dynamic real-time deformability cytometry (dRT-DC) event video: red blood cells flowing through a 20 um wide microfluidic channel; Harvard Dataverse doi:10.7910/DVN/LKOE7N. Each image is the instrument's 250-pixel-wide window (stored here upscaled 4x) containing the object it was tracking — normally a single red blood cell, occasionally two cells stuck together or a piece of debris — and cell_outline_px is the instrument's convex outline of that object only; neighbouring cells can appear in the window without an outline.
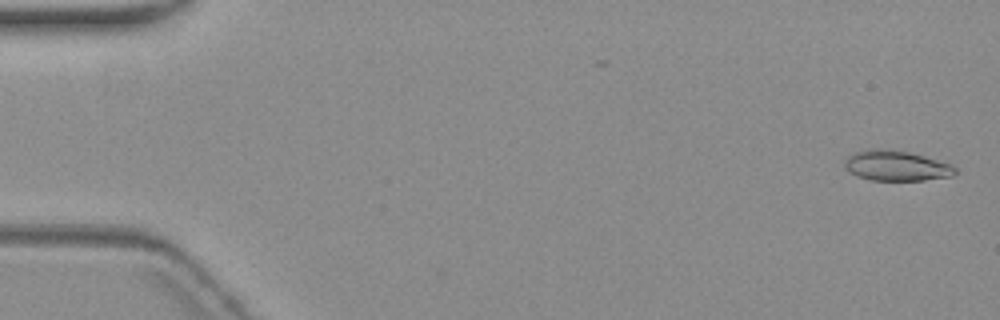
{"species": "common noctule bat (a hibernating species)", "species_latin": "Nyctalus noctula", "temperature_condition": "warm", "stored_images_in_passage": 8, "camera_frame_rate_fps": 3000, "um_per_image_px": 0.085, "animal": {"sex": "female", "body_mass_g": 19.3, "forearm_length_mm": 54.1}, "frame": {"image": 1, "passage_image": 1, "time_ms": 0.0, "image_size_px": [1000, 320], "cell_outline_px": [[956, 172], [952, 176], [924, 180], [872, 180], [856, 176], [848, 172], [844, 168], [844, 160], [848, 156], [856, 152], [868, 148], [892, 148], [924, 156], [952, 164], [956, 168]], "centroid_in_image_um": [76.15, 14.07], "position_along_channel_um": 8.9, "area_um2": 19.77}}
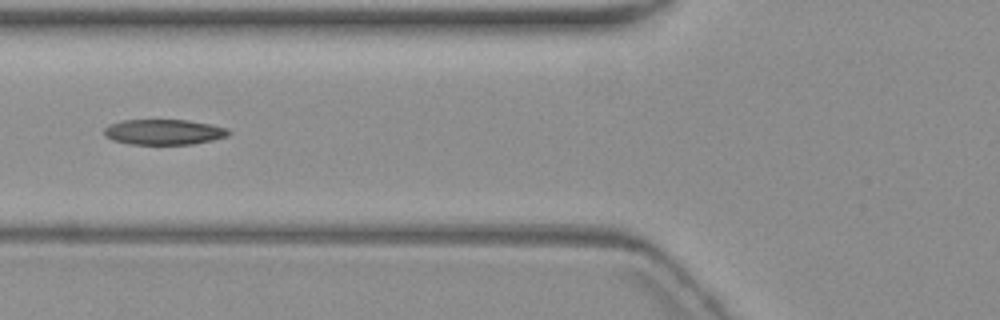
{"frame": {"image": 2, "passage_image": 7, "time_ms": 7.0, "image_size_px": [1000, 320], "cell_outline_px": [[232, 132], [228, 136], [212, 140], [192, 144], [128, 144], [112, 140], [104, 136], [104, 128], [108, 124], [124, 120], [188, 120], [212, 124], [228, 128]], "centroid_in_image_um": [13.93, 11.22], "position_along_channel_um": 111.9, "area_um2": 18.61}}
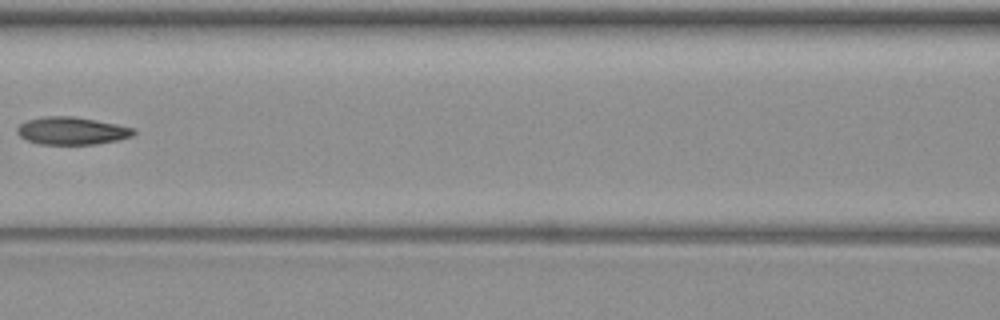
{"frame": {"image": 3, "passage_image": 8, "time_ms": 8.333, "image_size_px": [1000, 320], "cell_outline_px": [[136, 132], [132, 136], [120, 140], [96, 144], [40, 144], [28, 140], [20, 136], [16, 132], [16, 128], [20, 124], [28, 120], [44, 116], [72, 116], [116, 124], [136, 128]], "centroid_in_image_um": [6.13, 11.12], "position_along_channel_um": 160.5, "area_um2": 18.73}}